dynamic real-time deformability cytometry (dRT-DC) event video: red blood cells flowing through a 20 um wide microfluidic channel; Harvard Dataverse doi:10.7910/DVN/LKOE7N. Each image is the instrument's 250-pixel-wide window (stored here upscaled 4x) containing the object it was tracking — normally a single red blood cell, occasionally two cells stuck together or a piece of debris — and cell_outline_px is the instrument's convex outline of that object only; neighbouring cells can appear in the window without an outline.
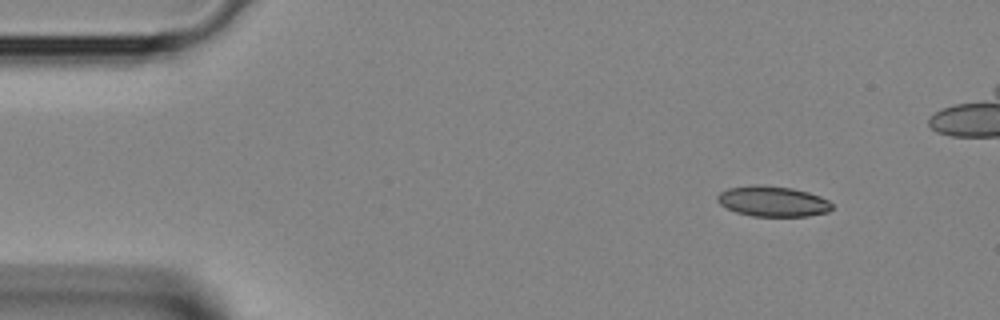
{"species": "Egyptian fruit bat (a non-hibernating species)", "species_latin": "Rousettus aegyptiacus", "temperature_condition": "room temperature", "stored_images_in_passage": 3, "camera_frame_rate_fps": 3000, "um_per_image_px": 0.085, "animal": {"sex": "female"}, "frame": {"image": 1, "passage_image": 1, "time_ms": 0.0, "image_size_px": [1000, 320], "cell_outline_px": [[832, 208], [828, 212], [808, 216], [752, 216], [736, 212], [720, 204], [716, 200], [716, 196], [720, 192], [728, 188], [756, 184], [760, 184], [792, 188], [808, 192], [820, 196], [828, 200], [832, 204]], "centroid_in_image_um": [65.67, 17.11], "position_along_channel_um": 19.3, "area_um2": 20.4}}